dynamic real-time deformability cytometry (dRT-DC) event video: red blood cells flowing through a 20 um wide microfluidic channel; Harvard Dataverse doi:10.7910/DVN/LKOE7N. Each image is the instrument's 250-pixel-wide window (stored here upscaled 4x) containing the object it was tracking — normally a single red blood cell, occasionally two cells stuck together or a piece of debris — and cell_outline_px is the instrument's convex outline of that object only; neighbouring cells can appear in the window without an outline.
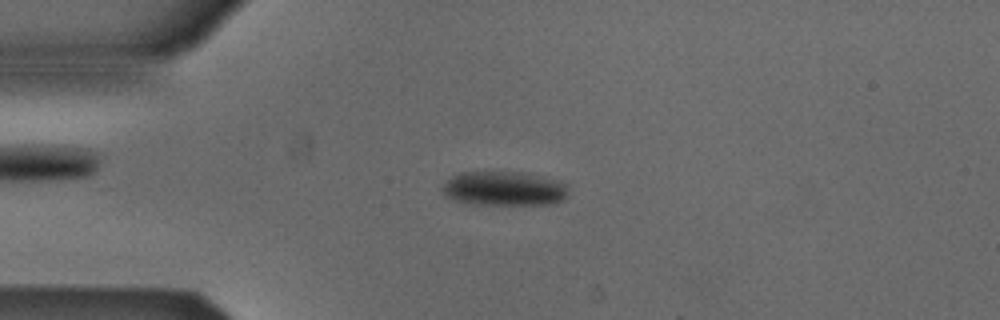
{"species": "Egyptian fruit bat (a non-hibernating species)", "species_latin": "Rousettus aegyptiacus", "temperature_condition": "cold", "stored_images_in_passage": 52, "camera_frame_rate_fps": 3000, "um_per_image_px": 0.085, "animal": {"sex": "male"}, "frame": {"image": 1, "passage_image": 12, "time_ms": 3.667, "image_size_px": [1000, 320], "cell_outline_px": [[568, 192], [564, 200], [552, 204], [476, 204], [444, 196], [440, 188], [452, 176], [460, 172], [524, 172], [560, 180], [568, 184]], "centroid_in_image_um": [42.91, 16.01], "position_along_channel_um": 42.1, "area_um2": 25.32}}
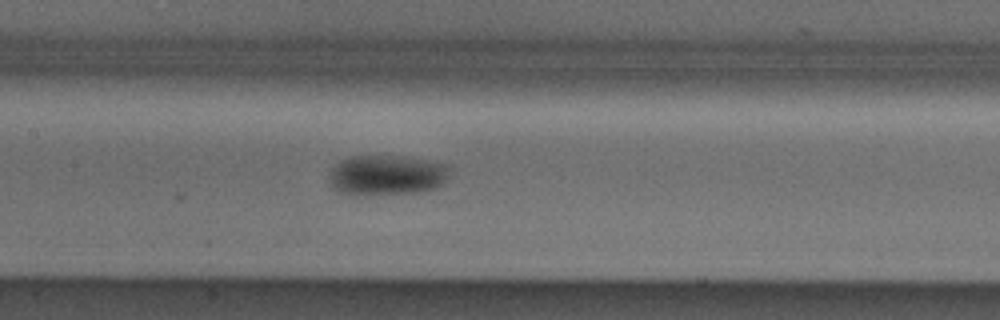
{"frame": {"image": 2, "passage_image": 24, "time_ms": 7.667, "image_size_px": [1000, 320], "cell_outline_px": [[448, 176], [444, 184], [436, 188], [416, 192], [364, 196], [356, 196], [340, 192], [328, 184], [328, 176], [332, 168], [340, 160], [352, 156], [400, 156], [448, 164]], "centroid_in_image_um": [32.82, 14.91], "position_along_channel_um": 174.6, "area_um2": 28.61}}
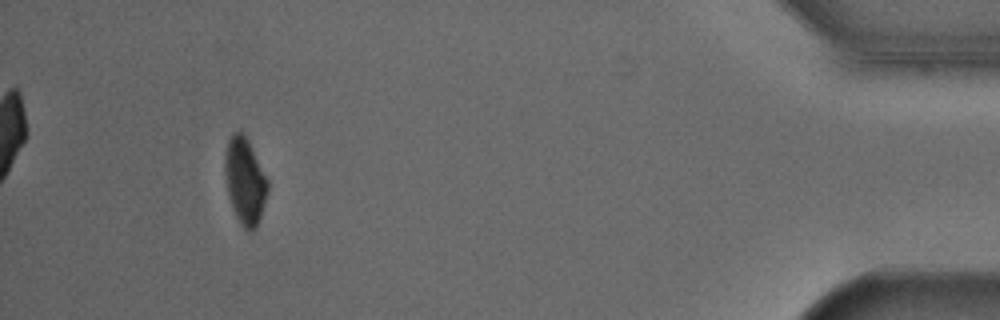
{"frame": {"image": 3, "passage_image": 48, "time_ms": 15.667, "image_size_px": [1000, 320], "cell_outline_px": [[268, 192], [256, 228], [252, 232], [248, 232], [240, 224], [236, 216], [228, 196], [224, 172], [224, 152], [228, 140], [232, 132], [240, 132], [248, 140], [268, 180]], "centroid_in_image_um": [20.8, 15.4], "position_along_channel_um": 414.4, "area_um2": 21.56}, "authors_computed_cell_mechanics": {"area_um2": 24.8829, "velocity_mm_per_s": 3.872, "shape_relaxation_time_tau1_ms": 2.0718, "shape_relaxation_time_tau2_ms": null, "deformation_change_tau1": 0.0859, "deformation_change_tau2": null}}